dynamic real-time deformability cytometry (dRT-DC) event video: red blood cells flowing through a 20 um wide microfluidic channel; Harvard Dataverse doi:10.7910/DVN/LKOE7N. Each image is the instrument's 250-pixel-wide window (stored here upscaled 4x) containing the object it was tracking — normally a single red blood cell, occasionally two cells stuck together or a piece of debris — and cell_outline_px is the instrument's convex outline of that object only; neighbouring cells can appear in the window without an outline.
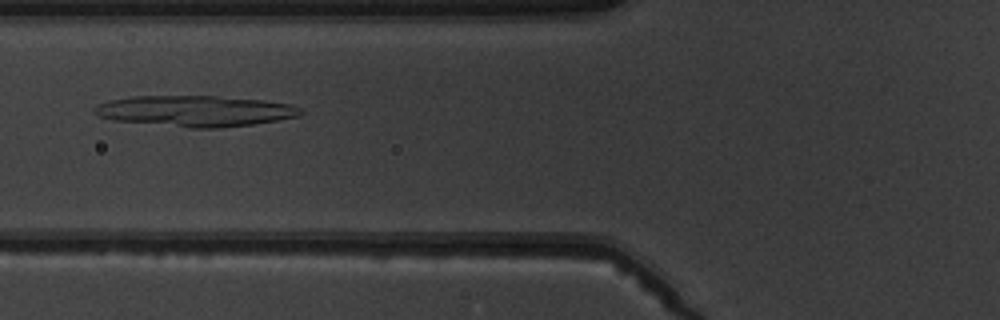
{"species": "common noctule bat (a hibernating species)", "species_latin": "Nyctalus noctula", "temperature_condition": "warm", "stored_images_in_passage": 4, "camera_frame_rate_fps": 3000, "um_per_image_px": 0.085, "animal": {"sex": "male", "body_mass_g": 19.5, "forearm_length_mm": 54.6}, "frame": {"image": 1, "passage_image": 2, "time_ms": 1.333, "image_size_px": [1000, 320], "cell_outline_px": [[304, 112], [300, 116], [252, 124], [220, 128], [188, 128], [112, 120], [100, 116], [92, 112], [92, 108], [96, 104], [108, 100], [132, 96], [216, 96], [264, 100], [292, 104], [300, 108]], "centroid_in_image_um": [16.56, 9.43], "position_along_channel_um": 109.2, "area_um2": 37.45}}